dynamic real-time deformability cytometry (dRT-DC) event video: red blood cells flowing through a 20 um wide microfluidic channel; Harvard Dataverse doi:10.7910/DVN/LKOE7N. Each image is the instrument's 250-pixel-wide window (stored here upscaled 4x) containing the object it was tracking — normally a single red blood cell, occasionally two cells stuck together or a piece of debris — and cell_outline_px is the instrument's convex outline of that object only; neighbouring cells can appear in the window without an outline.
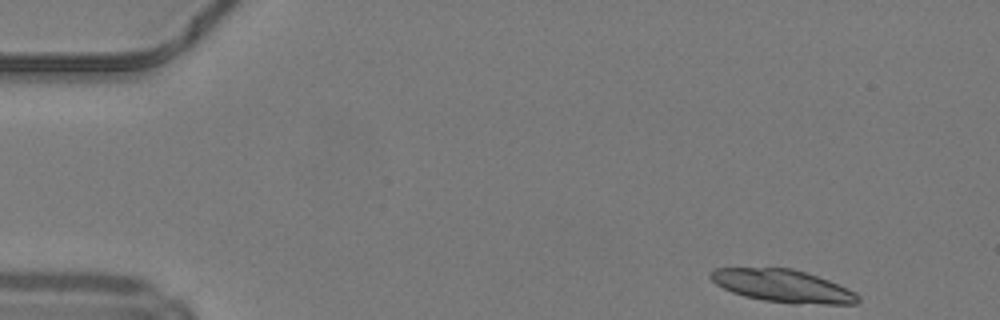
{"species": "common noctule bat (a hibernating species)", "species_latin": "Nyctalus noctula", "temperature_condition": "warm", "stored_images_in_passage": 39, "segment_of_instrument_passage": [1, 2], "camera_frame_rate_fps": 3000, "um_per_image_px": 0.085, "animal": {"sex": "male", "body_mass_g": 19.2, "forearm_length_mm": 51.8}, "frame": {"image": 1, "passage_image": 1, "time_ms": 0.0, "image_size_px": [1000, 320], "cell_outline_px": [[860, 300], [856, 304], [792, 304], [764, 300], [744, 296], [732, 292], [716, 284], [708, 276], [712, 268], [792, 268], [828, 280], [856, 292], [860, 296]], "centroid_in_image_um": [66.54, 24.31], "position_along_channel_um": 18.5, "area_um2": 28.03}}